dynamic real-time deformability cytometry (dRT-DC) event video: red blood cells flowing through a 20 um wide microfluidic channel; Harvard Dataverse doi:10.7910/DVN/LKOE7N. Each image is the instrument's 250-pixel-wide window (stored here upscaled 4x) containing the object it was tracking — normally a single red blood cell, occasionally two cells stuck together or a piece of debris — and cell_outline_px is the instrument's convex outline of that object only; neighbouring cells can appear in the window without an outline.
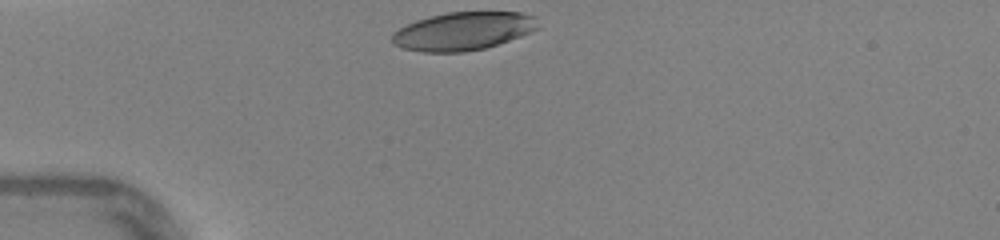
{"species": "human", "species_latin": "Homo sapiens", "temperature_condition": "warm", "stored_images_in_passage": 26, "camera_frame_rate_fps": 3000, "um_per_image_px": 0.085, "donor": {"sex": "female"}, "frame": {"image": 1, "passage_image": 1, "time_ms": 0.0, "image_size_px": [1000, 240], "cell_outline_px": [[540, 28], [520, 36], [484, 48], [464, 52], [424, 52], [404, 48], [392, 44], [392, 36], [400, 28], [416, 20], [428, 16], [448, 12], [520, 12], [532, 16]], "centroid_in_image_um": [39.35, 2.64], "position_along_channel_um": 45.6, "area_um2": 32.08}}
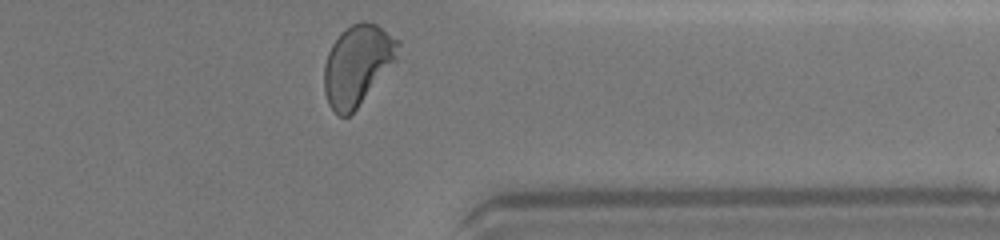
{"frame": {"image": 2, "passage_image": 26, "time_ms": 8.333, "image_size_px": [1000, 240], "cell_outline_px": [[400, 60], [356, 108], [348, 116], [340, 116], [328, 104], [324, 92], [324, 64], [328, 52], [332, 44], [340, 32], [344, 28], [352, 24], [364, 20], [376, 24], [400, 40]], "centroid_in_image_um": [30.44, 5.49], "position_along_channel_um": 381.0, "area_um2": 35.26}, "authors_computed_cell_mechanics": {"area_um2": 35.1713, "velocity_mm_per_s": 4.3695, "shape_relaxation_time_tau1_ms": 2.6526, "shape_relaxation_time_tau2_ms": null, "deformation_change_tau1": 0.1702, "deformation_change_tau2": null}}